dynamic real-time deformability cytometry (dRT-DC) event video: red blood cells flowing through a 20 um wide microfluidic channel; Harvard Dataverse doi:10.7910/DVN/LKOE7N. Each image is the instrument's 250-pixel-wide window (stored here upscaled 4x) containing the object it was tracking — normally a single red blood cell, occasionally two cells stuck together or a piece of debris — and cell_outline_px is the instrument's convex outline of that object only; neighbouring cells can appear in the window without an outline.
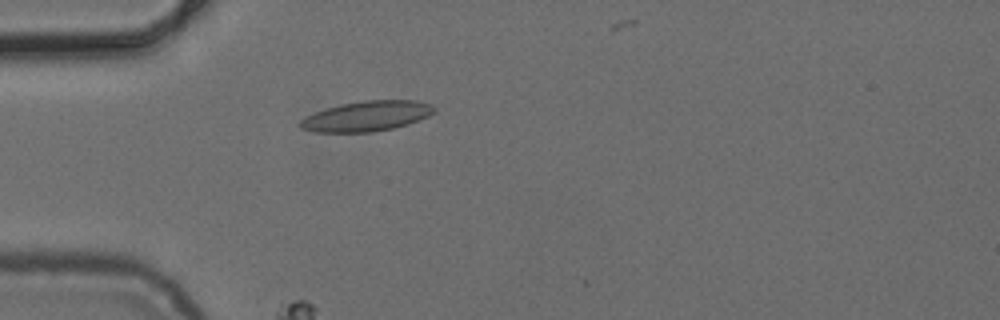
{"species": "common noctule bat (a hibernating species)", "species_latin": "Nyctalus noctula", "temperature_condition": "cold", "stored_images_in_passage": 6, "camera_frame_rate_fps": 3000, "um_per_image_px": 0.085, "animal": {"sex": "female", "body_mass_g": 24.6, "forearm_length_mm": 56.2}, "frame": {"image": 1, "passage_image": 5, "time_ms": 4.667, "image_size_px": [1000, 320], "cell_outline_px": [[436, 112], [428, 116], [408, 124], [392, 128], [372, 132], [316, 132], [300, 128], [296, 124], [300, 120], [316, 112], [340, 104], [364, 100], [416, 100], [432, 104], [436, 108]], "centroid_in_image_um": [31.19, 9.87], "position_along_channel_um": 53.8, "area_um2": 23.58}}